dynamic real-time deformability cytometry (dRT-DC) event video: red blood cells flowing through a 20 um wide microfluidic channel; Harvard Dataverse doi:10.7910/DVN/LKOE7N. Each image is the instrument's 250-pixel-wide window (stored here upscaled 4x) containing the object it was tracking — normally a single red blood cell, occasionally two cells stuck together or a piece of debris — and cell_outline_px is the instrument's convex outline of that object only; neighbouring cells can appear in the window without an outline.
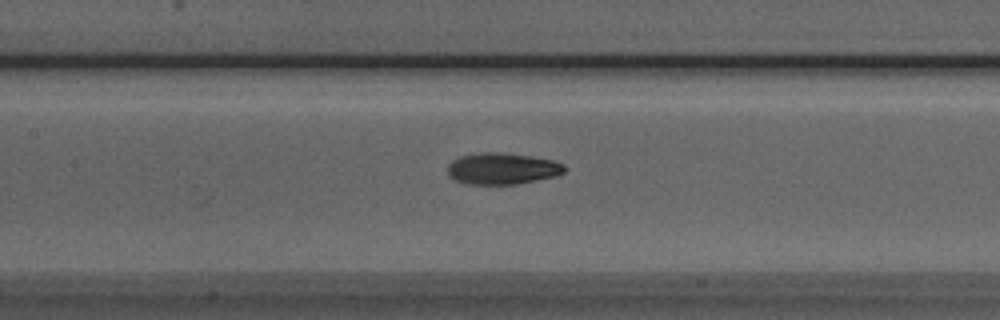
{"species": "Egyptian fruit bat (a non-hibernating species)", "species_latin": "Rousettus aegyptiacus", "temperature_condition": "room temperature", "stored_images_in_passage": 49, "camera_frame_rate_fps": 3000, "um_per_image_px": 0.085, "animal": {"sex": "male"}, "frame": {"image": 1, "passage_image": 23, "time_ms": 7.333, "image_size_px": [1000, 320], "cell_outline_px": [[568, 168], [564, 172], [556, 176], [516, 184], [464, 184], [448, 176], [448, 164], [452, 160], [460, 156], [484, 152], [500, 152], [528, 156], [552, 160], [564, 164]], "centroid_in_image_um": [42.68, 14.33], "position_along_channel_um": 164.7, "area_um2": 21.44}}
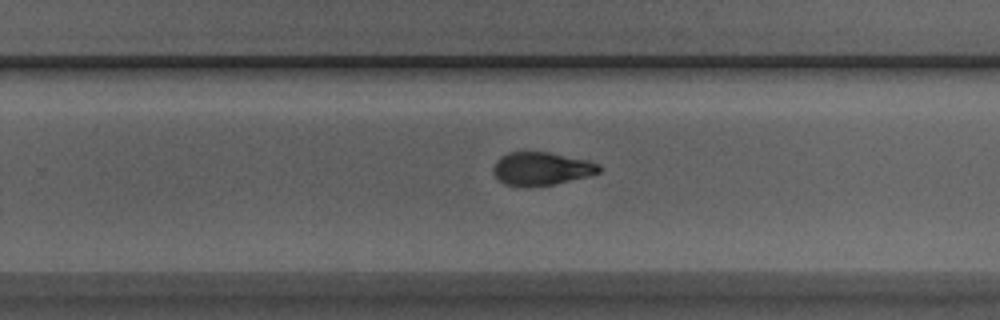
{"frame": {"image": 2, "passage_image": 32, "time_ms": 10.333, "image_size_px": [1000, 320], "cell_outline_px": [[604, 168], [600, 172], [592, 176], [556, 184], [532, 188], [520, 188], [504, 184], [496, 176], [492, 168], [496, 160], [508, 152], [548, 152], [588, 160], [600, 164]], "centroid_in_image_um": [46.06, 14.37], "position_along_channel_um": 283.7, "area_um2": 21.1}}
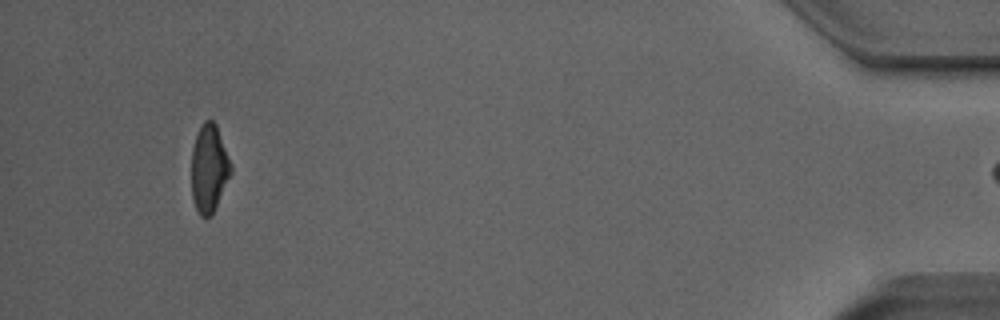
{"frame": {"image": 3, "passage_image": 48, "time_ms": 15.667, "image_size_px": [1000, 320], "cell_outline_px": [[232, 172], [212, 212], [208, 216], [200, 216], [196, 208], [192, 196], [192, 148], [200, 124], [204, 120], [212, 120], [216, 124], [232, 164]], "centroid_in_image_um": [17.77, 14.25], "position_along_channel_um": 417.4, "area_um2": 19.88}, "authors_computed_cell_mechanics": {"area_um2": 20.808, "velocity_mm_per_s": 3.9869, "shape_relaxation_time_tau1_ms": 7.5875, "shape_relaxation_time_tau2_ms": 1.9914, "deformation_change_tau1": 0.2156, "deformation_change_tau2": 0.0864}}